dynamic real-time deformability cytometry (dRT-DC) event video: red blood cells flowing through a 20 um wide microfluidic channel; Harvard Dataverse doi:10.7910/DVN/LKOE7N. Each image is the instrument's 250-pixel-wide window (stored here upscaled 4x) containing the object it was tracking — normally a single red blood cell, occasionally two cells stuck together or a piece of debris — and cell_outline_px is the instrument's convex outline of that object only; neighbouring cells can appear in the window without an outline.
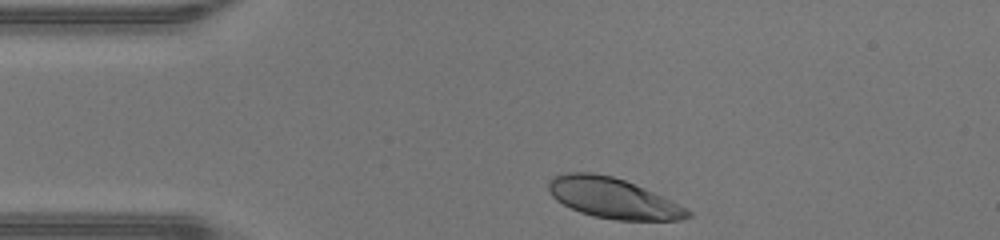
{"species": "human", "species_latin": "Homo sapiens", "temperature_condition": "warm", "stored_images_in_passage": 29, "camera_frame_rate_fps": 3000, "um_per_image_px": 0.085, "donor": {"sex": "male"}, "frame": {"image": 1, "passage_image": 1, "time_ms": 0.0, "image_size_px": [1000, 240], "cell_outline_px": [[692, 216], [680, 220], [616, 220], [592, 216], [580, 212], [556, 200], [548, 192], [548, 180], [552, 176], [564, 172], [592, 172], [612, 176], [624, 180], [644, 188], [692, 212]], "centroid_in_image_um": [52.02, 16.83], "position_along_channel_um": 33.0, "area_um2": 32.48}}
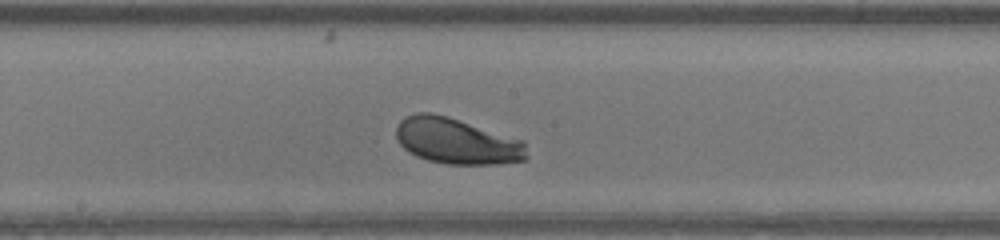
{"frame": {"image": 2, "passage_image": 16, "time_ms": 5.0, "image_size_px": [1000, 240], "cell_outline_px": [[528, 160], [496, 164], [448, 164], [428, 160], [416, 156], [408, 152], [400, 144], [396, 136], [396, 128], [400, 120], [416, 112], [432, 112], [448, 116], [524, 140], [528, 156]], "centroid_in_image_um": [38.84, 11.99], "position_along_channel_um": 209.4, "area_um2": 35.26}}
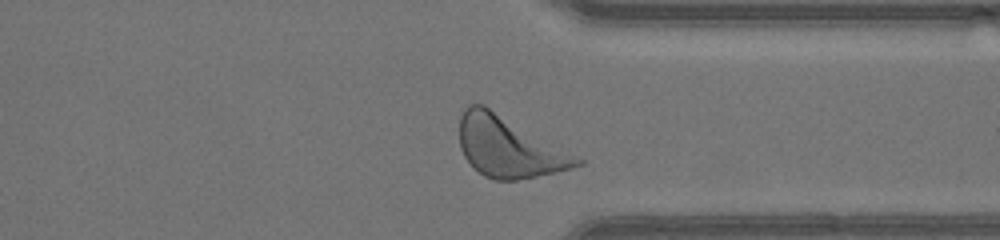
{"frame": {"image": 3, "passage_image": 27, "time_ms": 8.667, "image_size_px": [1000, 240], "cell_outline_px": [[584, 164], [572, 168], [536, 176], [516, 180], [496, 180], [484, 176], [464, 156], [460, 148], [460, 116], [464, 108], [468, 104], [484, 104], [584, 160]], "centroid_in_image_um": [43.23, 12.48], "position_along_channel_um": 368.2, "area_um2": 40.98}, "authors_computed_cell_mechanics": {"area_um2": 34.5066, "velocity_mm_per_s": 4.4017, "shape_relaxation_time_tau1_ms": 1.1796, "shape_relaxation_time_tau2_ms": null, "deformation_change_tau1": 0.1192, "deformation_change_tau2": null}}